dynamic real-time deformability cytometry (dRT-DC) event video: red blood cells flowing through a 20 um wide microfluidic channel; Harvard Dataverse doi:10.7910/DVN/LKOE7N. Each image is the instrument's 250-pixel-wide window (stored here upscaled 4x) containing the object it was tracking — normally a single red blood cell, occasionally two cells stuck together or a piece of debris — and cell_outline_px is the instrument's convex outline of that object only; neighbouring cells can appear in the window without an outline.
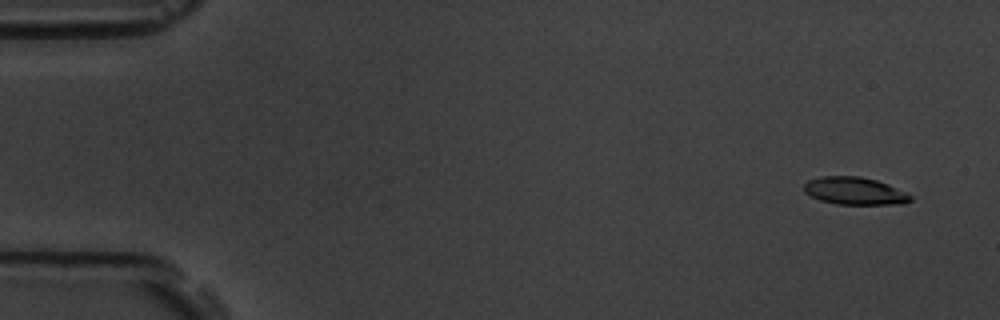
{"species": "common noctule bat (a hibernating species)", "species_latin": "Nyctalus noctula", "temperature_condition": "room temperature", "stored_images_in_passage": 6, "camera_frame_rate_fps": 3000, "um_per_image_px": 0.085, "animal": {"sex": "male", "body_mass_g": 19.5, "forearm_length_mm": 54.6}, "frame": {"image": 1, "passage_image": 1, "time_ms": 0.0, "image_size_px": [1000, 320], "cell_outline_px": [[912, 200], [904, 204], [836, 204], [820, 200], [804, 192], [804, 184], [808, 180], [820, 176], [860, 176], [876, 180], [888, 184], [912, 196]], "centroid_in_image_um": [72.63, 16.23], "position_along_channel_um": 12.4, "area_um2": 17.05}}
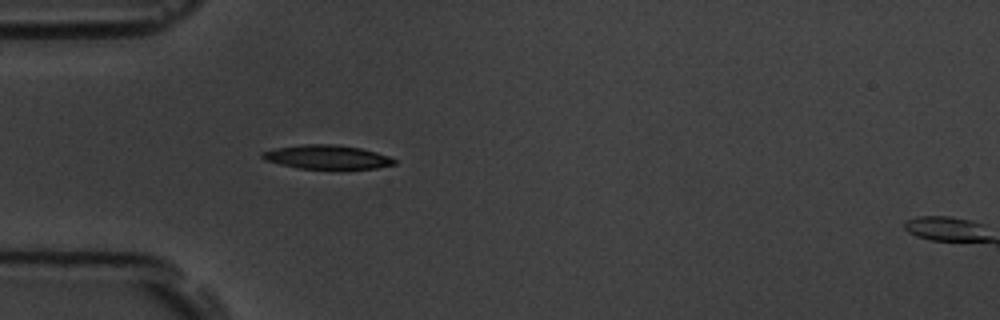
{"frame": {"image": 2, "passage_image": 5, "time_ms": 4.667, "image_size_px": [1000, 320], "cell_outline_px": [[396, 164], [376, 168], [300, 168], [280, 164], [264, 160], [260, 156], [260, 152], [276, 148], [304, 144], [336, 144], [360, 148], [376, 152], [388, 156], [396, 160]], "centroid_in_image_um": [27.77, 13.33], "position_along_channel_um": 57.2, "area_um2": 18.21}}